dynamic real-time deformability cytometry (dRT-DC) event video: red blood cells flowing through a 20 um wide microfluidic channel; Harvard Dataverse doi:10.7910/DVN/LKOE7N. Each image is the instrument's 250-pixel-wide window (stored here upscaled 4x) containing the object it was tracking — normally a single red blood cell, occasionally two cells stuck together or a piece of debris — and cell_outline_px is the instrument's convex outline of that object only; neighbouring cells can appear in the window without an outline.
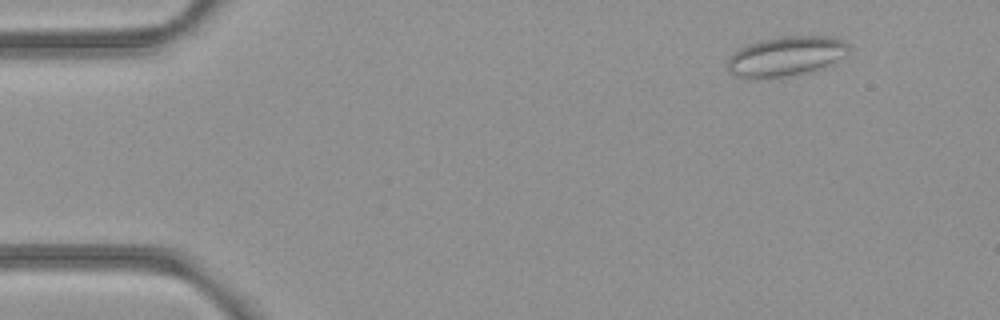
{"species": "common noctule bat (a hibernating species)", "species_latin": "Nyctalus noctula", "temperature_condition": "room temperature", "stored_images_in_passage": 7, "camera_frame_rate_fps": 3000, "um_per_image_px": 0.085, "animal": {"sex": "female", "body_mass_g": 21.9}, "frame": {"image": 1, "passage_image": 2, "time_ms": 0.333, "image_size_px": [1000, 320], "cell_outline_px": [[848, 52], [832, 64], [824, 68], [812, 72], [788, 76], [752, 80], [748, 80], [736, 76], [728, 72], [728, 60], [732, 52], [748, 44], [760, 40], [780, 36], [832, 36], [848, 44]], "centroid_in_image_um": [66.77, 4.81], "position_along_channel_um": 18.2, "area_um2": 28.61}}
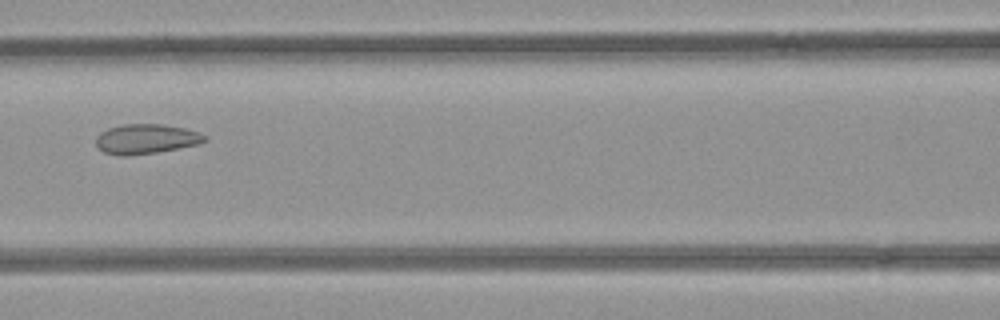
{"frame": {"image": 2, "passage_image": 7, "time_ms": 2.0, "image_size_px": [1000, 320], "cell_outline_px": [[208, 140], [200, 144], [156, 152], [124, 156], [120, 156], [104, 152], [96, 144], [96, 136], [100, 132], [108, 128], [124, 124], [164, 124], [184, 128], [200, 132], [208, 136]], "centroid_in_image_um": [12.45, 11.8], "position_along_channel_um": 154.2, "area_um2": 18.96}}